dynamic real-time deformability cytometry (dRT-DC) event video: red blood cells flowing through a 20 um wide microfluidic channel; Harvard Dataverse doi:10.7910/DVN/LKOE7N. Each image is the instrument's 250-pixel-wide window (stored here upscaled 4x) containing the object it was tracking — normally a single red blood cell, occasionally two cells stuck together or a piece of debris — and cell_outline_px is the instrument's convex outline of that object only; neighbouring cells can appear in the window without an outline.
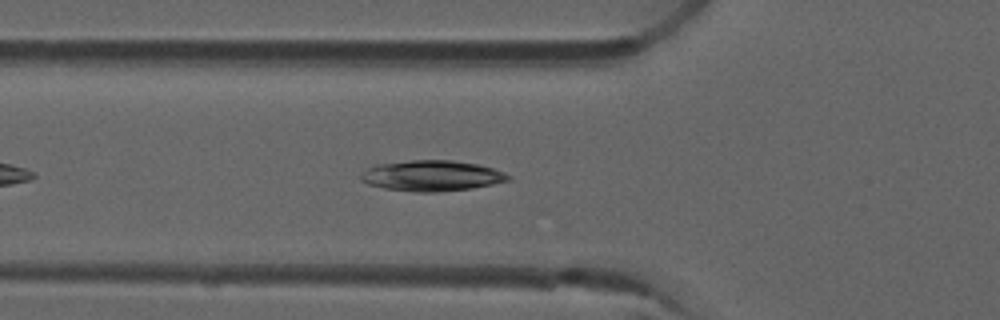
{"species": "common noctule bat (a hibernating species)", "species_latin": "Nyctalus noctula", "temperature_condition": "room temperature", "stored_images_in_passage": 36, "camera_frame_rate_fps": 3000, "um_per_image_px": 0.085, "animal": {"sex": "male", "forearm_length_mm": 52.5}, "frame": {"image": 1, "passage_image": 7, "time_ms": 2.0, "image_size_px": [1000, 320], "cell_outline_px": [[512, 176], [508, 180], [492, 184], [472, 188], [436, 192], [416, 192], [384, 188], [368, 184], [360, 180], [360, 172], [376, 164], [412, 160], [452, 160], [480, 164], [504, 172]], "centroid_in_image_um": [36.68, 14.93], "position_along_channel_um": 89.1, "area_um2": 26.41}}
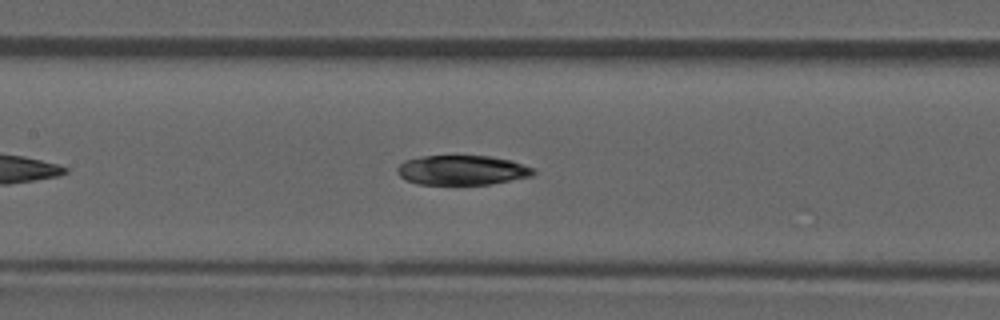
{"frame": {"image": 2, "passage_image": 13, "time_ms": 4.0, "image_size_px": [1000, 320], "cell_outline_px": [[536, 172], [532, 176], [492, 184], [416, 184], [400, 176], [396, 172], [396, 168], [404, 160], [424, 156], [488, 156], [512, 160], [532, 168]], "centroid_in_image_um": [39.27, 14.46], "position_along_channel_um": 168.1, "area_um2": 23.47}}
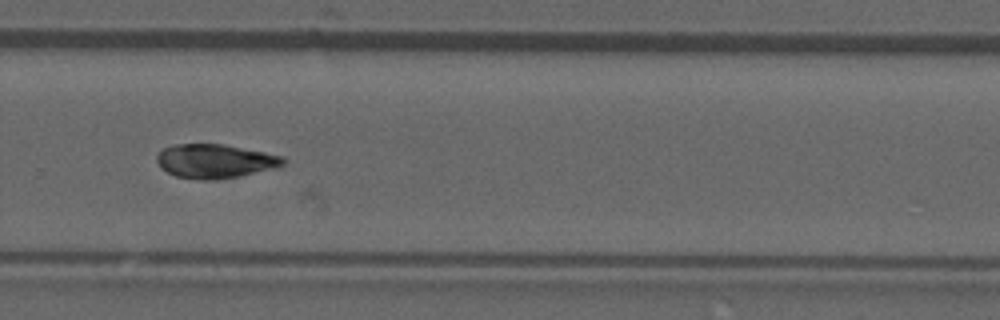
{"frame": {"image": 3, "passage_image": 24, "time_ms": 7.667, "image_size_px": [1000, 320], "cell_outline_px": [[288, 160], [280, 168], [216, 180], [200, 180], [176, 176], [160, 168], [156, 160], [156, 156], [164, 148], [176, 144], [224, 144], [284, 156]], "centroid_in_image_um": [18.32, 13.7], "position_along_channel_um": 311.5, "area_um2": 25.26}, "authors_computed_cell_mechanics": {"area_um2": 25.1141, "velocity_mm_per_s": 3.9287, "shape_relaxation_time_tau1_ms": 10.3184, "shape_relaxation_time_tau2_ms": null, "deformation_change_tau1": 0.171, "deformation_change_tau2": null}}